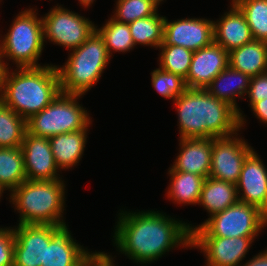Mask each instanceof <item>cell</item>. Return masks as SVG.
I'll return each instance as SVG.
<instances>
[{
    "label": "cell",
    "instance_id": "1",
    "mask_svg": "<svg viewBox=\"0 0 267 266\" xmlns=\"http://www.w3.org/2000/svg\"><path fill=\"white\" fill-rule=\"evenodd\" d=\"M118 216L113 234L116 251L137 265L151 264L179 246L191 249L187 222L153 209L141 212L120 209Z\"/></svg>",
    "mask_w": 267,
    "mask_h": 266
},
{
    "label": "cell",
    "instance_id": "2",
    "mask_svg": "<svg viewBox=\"0 0 267 266\" xmlns=\"http://www.w3.org/2000/svg\"><path fill=\"white\" fill-rule=\"evenodd\" d=\"M173 103L180 139L227 137L240 131L238 111L206 89L187 88Z\"/></svg>",
    "mask_w": 267,
    "mask_h": 266
},
{
    "label": "cell",
    "instance_id": "3",
    "mask_svg": "<svg viewBox=\"0 0 267 266\" xmlns=\"http://www.w3.org/2000/svg\"><path fill=\"white\" fill-rule=\"evenodd\" d=\"M10 70L3 72L0 101L25 120L46 108L61 92L56 65Z\"/></svg>",
    "mask_w": 267,
    "mask_h": 266
},
{
    "label": "cell",
    "instance_id": "4",
    "mask_svg": "<svg viewBox=\"0 0 267 266\" xmlns=\"http://www.w3.org/2000/svg\"><path fill=\"white\" fill-rule=\"evenodd\" d=\"M64 180H26L9 193V201L19 214L18 224H65Z\"/></svg>",
    "mask_w": 267,
    "mask_h": 266
},
{
    "label": "cell",
    "instance_id": "5",
    "mask_svg": "<svg viewBox=\"0 0 267 266\" xmlns=\"http://www.w3.org/2000/svg\"><path fill=\"white\" fill-rule=\"evenodd\" d=\"M65 65L56 66L61 92L85 95L99 81L111 56L95 30L78 48L71 50Z\"/></svg>",
    "mask_w": 267,
    "mask_h": 266
},
{
    "label": "cell",
    "instance_id": "6",
    "mask_svg": "<svg viewBox=\"0 0 267 266\" xmlns=\"http://www.w3.org/2000/svg\"><path fill=\"white\" fill-rule=\"evenodd\" d=\"M36 11L29 8L19 12L7 34L0 35V59L5 69L9 68L10 60L17 68L41 66L38 60L45 46L43 22Z\"/></svg>",
    "mask_w": 267,
    "mask_h": 266
},
{
    "label": "cell",
    "instance_id": "7",
    "mask_svg": "<svg viewBox=\"0 0 267 266\" xmlns=\"http://www.w3.org/2000/svg\"><path fill=\"white\" fill-rule=\"evenodd\" d=\"M82 95L60 92L42 111L26 120L27 132L50 139L53 136L88 129L92 118L79 104Z\"/></svg>",
    "mask_w": 267,
    "mask_h": 266
},
{
    "label": "cell",
    "instance_id": "8",
    "mask_svg": "<svg viewBox=\"0 0 267 266\" xmlns=\"http://www.w3.org/2000/svg\"><path fill=\"white\" fill-rule=\"evenodd\" d=\"M187 226L191 237H257L267 226V215L256 206L238 201L200 225Z\"/></svg>",
    "mask_w": 267,
    "mask_h": 266
},
{
    "label": "cell",
    "instance_id": "9",
    "mask_svg": "<svg viewBox=\"0 0 267 266\" xmlns=\"http://www.w3.org/2000/svg\"><path fill=\"white\" fill-rule=\"evenodd\" d=\"M57 4L42 16L44 42L66 47L68 50L78 48L94 33V22L80 14Z\"/></svg>",
    "mask_w": 267,
    "mask_h": 266
},
{
    "label": "cell",
    "instance_id": "10",
    "mask_svg": "<svg viewBox=\"0 0 267 266\" xmlns=\"http://www.w3.org/2000/svg\"><path fill=\"white\" fill-rule=\"evenodd\" d=\"M238 134L213 138L209 177L238 183L244 161L254 150L243 137H237Z\"/></svg>",
    "mask_w": 267,
    "mask_h": 266
},
{
    "label": "cell",
    "instance_id": "11",
    "mask_svg": "<svg viewBox=\"0 0 267 266\" xmlns=\"http://www.w3.org/2000/svg\"><path fill=\"white\" fill-rule=\"evenodd\" d=\"M256 237H191L192 248L206 257L205 266H240Z\"/></svg>",
    "mask_w": 267,
    "mask_h": 266
},
{
    "label": "cell",
    "instance_id": "12",
    "mask_svg": "<svg viewBox=\"0 0 267 266\" xmlns=\"http://www.w3.org/2000/svg\"><path fill=\"white\" fill-rule=\"evenodd\" d=\"M14 266H42L45 264L46 245L51 241V224H17Z\"/></svg>",
    "mask_w": 267,
    "mask_h": 266
},
{
    "label": "cell",
    "instance_id": "13",
    "mask_svg": "<svg viewBox=\"0 0 267 266\" xmlns=\"http://www.w3.org/2000/svg\"><path fill=\"white\" fill-rule=\"evenodd\" d=\"M213 41V20L183 18L170 22L165 16L161 45L182 46L194 52L210 45Z\"/></svg>",
    "mask_w": 267,
    "mask_h": 266
},
{
    "label": "cell",
    "instance_id": "14",
    "mask_svg": "<svg viewBox=\"0 0 267 266\" xmlns=\"http://www.w3.org/2000/svg\"><path fill=\"white\" fill-rule=\"evenodd\" d=\"M20 148L23 153L27 180L42 181L62 178L59 177L60 169L55 163L49 139L34 136L26 131Z\"/></svg>",
    "mask_w": 267,
    "mask_h": 266
},
{
    "label": "cell",
    "instance_id": "15",
    "mask_svg": "<svg viewBox=\"0 0 267 266\" xmlns=\"http://www.w3.org/2000/svg\"><path fill=\"white\" fill-rule=\"evenodd\" d=\"M229 66V53L216 42L193 52L185 79L187 88L205 89L210 82Z\"/></svg>",
    "mask_w": 267,
    "mask_h": 266
},
{
    "label": "cell",
    "instance_id": "16",
    "mask_svg": "<svg viewBox=\"0 0 267 266\" xmlns=\"http://www.w3.org/2000/svg\"><path fill=\"white\" fill-rule=\"evenodd\" d=\"M236 187L239 201L256 206L267 215V168L255 150L244 161Z\"/></svg>",
    "mask_w": 267,
    "mask_h": 266
},
{
    "label": "cell",
    "instance_id": "17",
    "mask_svg": "<svg viewBox=\"0 0 267 266\" xmlns=\"http://www.w3.org/2000/svg\"><path fill=\"white\" fill-rule=\"evenodd\" d=\"M65 224L51 225V241L46 245L45 264L42 266H82L90 253L74 240Z\"/></svg>",
    "mask_w": 267,
    "mask_h": 266
},
{
    "label": "cell",
    "instance_id": "18",
    "mask_svg": "<svg viewBox=\"0 0 267 266\" xmlns=\"http://www.w3.org/2000/svg\"><path fill=\"white\" fill-rule=\"evenodd\" d=\"M179 154L171 168L200 175L205 179L211 170L213 138L179 139Z\"/></svg>",
    "mask_w": 267,
    "mask_h": 266
},
{
    "label": "cell",
    "instance_id": "19",
    "mask_svg": "<svg viewBox=\"0 0 267 266\" xmlns=\"http://www.w3.org/2000/svg\"><path fill=\"white\" fill-rule=\"evenodd\" d=\"M230 4V10L213 21L214 42L227 52L254 40L244 14L232 1Z\"/></svg>",
    "mask_w": 267,
    "mask_h": 266
},
{
    "label": "cell",
    "instance_id": "20",
    "mask_svg": "<svg viewBox=\"0 0 267 266\" xmlns=\"http://www.w3.org/2000/svg\"><path fill=\"white\" fill-rule=\"evenodd\" d=\"M251 77L230 66L221 71L205 88L212 96L229 103L238 111L240 129L245 125V118L237 104V98H245L247 95Z\"/></svg>",
    "mask_w": 267,
    "mask_h": 266
},
{
    "label": "cell",
    "instance_id": "21",
    "mask_svg": "<svg viewBox=\"0 0 267 266\" xmlns=\"http://www.w3.org/2000/svg\"><path fill=\"white\" fill-rule=\"evenodd\" d=\"M87 131L62 133L49 139L54 160L58 168L62 170L72 169L83 157L87 143Z\"/></svg>",
    "mask_w": 267,
    "mask_h": 266
},
{
    "label": "cell",
    "instance_id": "22",
    "mask_svg": "<svg viewBox=\"0 0 267 266\" xmlns=\"http://www.w3.org/2000/svg\"><path fill=\"white\" fill-rule=\"evenodd\" d=\"M229 53V66L250 77L267 73V42L253 40Z\"/></svg>",
    "mask_w": 267,
    "mask_h": 266
},
{
    "label": "cell",
    "instance_id": "23",
    "mask_svg": "<svg viewBox=\"0 0 267 266\" xmlns=\"http://www.w3.org/2000/svg\"><path fill=\"white\" fill-rule=\"evenodd\" d=\"M239 201L235 184L207 177L202 185L198 205L202 206L210 216L233 206Z\"/></svg>",
    "mask_w": 267,
    "mask_h": 266
},
{
    "label": "cell",
    "instance_id": "24",
    "mask_svg": "<svg viewBox=\"0 0 267 266\" xmlns=\"http://www.w3.org/2000/svg\"><path fill=\"white\" fill-rule=\"evenodd\" d=\"M167 174L171 176V182L166 194L172 202L184 205L198 204L204 177L193 173L175 171L171 167Z\"/></svg>",
    "mask_w": 267,
    "mask_h": 266
},
{
    "label": "cell",
    "instance_id": "25",
    "mask_svg": "<svg viewBox=\"0 0 267 266\" xmlns=\"http://www.w3.org/2000/svg\"><path fill=\"white\" fill-rule=\"evenodd\" d=\"M26 180L21 148H0V185L11 193Z\"/></svg>",
    "mask_w": 267,
    "mask_h": 266
},
{
    "label": "cell",
    "instance_id": "26",
    "mask_svg": "<svg viewBox=\"0 0 267 266\" xmlns=\"http://www.w3.org/2000/svg\"><path fill=\"white\" fill-rule=\"evenodd\" d=\"M164 20L165 16H161L157 11L154 15L129 23L134 44L158 49L163 43Z\"/></svg>",
    "mask_w": 267,
    "mask_h": 266
},
{
    "label": "cell",
    "instance_id": "27",
    "mask_svg": "<svg viewBox=\"0 0 267 266\" xmlns=\"http://www.w3.org/2000/svg\"><path fill=\"white\" fill-rule=\"evenodd\" d=\"M26 131V120L0 101V148L20 147Z\"/></svg>",
    "mask_w": 267,
    "mask_h": 266
},
{
    "label": "cell",
    "instance_id": "28",
    "mask_svg": "<svg viewBox=\"0 0 267 266\" xmlns=\"http://www.w3.org/2000/svg\"><path fill=\"white\" fill-rule=\"evenodd\" d=\"M96 31L103 38L111 57L113 52H130L135 47L129 24L117 22L110 17L101 28L96 26Z\"/></svg>",
    "mask_w": 267,
    "mask_h": 266
},
{
    "label": "cell",
    "instance_id": "29",
    "mask_svg": "<svg viewBox=\"0 0 267 266\" xmlns=\"http://www.w3.org/2000/svg\"><path fill=\"white\" fill-rule=\"evenodd\" d=\"M244 14L253 39L267 42V0H231Z\"/></svg>",
    "mask_w": 267,
    "mask_h": 266
},
{
    "label": "cell",
    "instance_id": "30",
    "mask_svg": "<svg viewBox=\"0 0 267 266\" xmlns=\"http://www.w3.org/2000/svg\"><path fill=\"white\" fill-rule=\"evenodd\" d=\"M159 50V68L179 75L185 80L190 68L193 51L177 45H160Z\"/></svg>",
    "mask_w": 267,
    "mask_h": 266
},
{
    "label": "cell",
    "instance_id": "31",
    "mask_svg": "<svg viewBox=\"0 0 267 266\" xmlns=\"http://www.w3.org/2000/svg\"><path fill=\"white\" fill-rule=\"evenodd\" d=\"M115 6L111 18L126 24L154 15L158 11V7L150 0H117Z\"/></svg>",
    "mask_w": 267,
    "mask_h": 266
},
{
    "label": "cell",
    "instance_id": "32",
    "mask_svg": "<svg viewBox=\"0 0 267 266\" xmlns=\"http://www.w3.org/2000/svg\"><path fill=\"white\" fill-rule=\"evenodd\" d=\"M152 87L164 98H178L186 89L185 80L179 75L156 68L151 72Z\"/></svg>",
    "mask_w": 267,
    "mask_h": 266
},
{
    "label": "cell",
    "instance_id": "33",
    "mask_svg": "<svg viewBox=\"0 0 267 266\" xmlns=\"http://www.w3.org/2000/svg\"><path fill=\"white\" fill-rule=\"evenodd\" d=\"M15 234L12 227H0V266H14Z\"/></svg>",
    "mask_w": 267,
    "mask_h": 266
},
{
    "label": "cell",
    "instance_id": "34",
    "mask_svg": "<svg viewBox=\"0 0 267 266\" xmlns=\"http://www.w3.org/2000/svg\"><path fill=\"white\" fill-rule=\"evenodd\" d=\"M247 96L250 107L267 98V73L251 77Z\"/></svg>",
    "mask_w": 267,
    "mask_h": 266
},
{
    "label": "cell",
    "instance_id": "35",
    "mask_svg": "<svg viewBox=\"0 0 267 266\" xmlns=\"http://www.w3.org/2000/svg\"><path fill=\"white\" fill-rule=\"evenodd\" d=\"M113 257L105 252H90L83 260L82 266H115ZM117 266V265H116Z\"/></svg>",
    "mask_w": 267,
    "mask_h": 266
},
{
    "label": "cell",
    "instance_id": "36",
    "mask_svg": "<svg viewBox=\"0 0 267 266\" xmlns=\"http://www.w3.org/2000/svg\"><path fill=\"white\" fill-rule=\"evenodd\" d=\"M251 109L260 122L267 124V98L255 102Z\"/></svg>",
    "mask_w": 267,
    "mask_h": 266
},
{
    "label": "cell",
    "instance_id": "37",
    "mask_svg": "<svg viewBox=\"0 0 267 266\" xmlns=\"http://www.w3.org/2000/svg\"><path fill=\"white\" fill-rule=\"evenodd\" d=\"M240 266H267V249L259 252L252 259Z\"/></svg>",
    "mask_w": 267,
    "mask_h": 266
},
{
    "label": "cell",
    "instance_id": "38",
    "mask_svg": "<svg viewBox=\"0 0 267 266\" xmlns=\"http://www.w3.org/2000/svg\"><path fill=\"white\" fill-rule=\"evenodd\" d=\"M79 1V3H80V5L82 6V7H84V8H89V6H92V4H93V2L95 1V0H78Z\"/></svg>",
    "mask_w": 267,
    "mask_h": 266
},
{
    "label": "cell",
    "instance_id": "39",
    "mask_svg": "<svg viewBox=\"0 0 267 266\" xmlns=\"http://www.w3.org/2000/svg\"><path fill=\"white\" fill-rule=\"evenodd\" d=\"M4 69L5 68L3 67L2 61L0 59V94H1L2 76H3Z\"/></svg>",
    "mask_w": 267,
    "mask_h": 266
},
{
    "label": "cell",
    "instance_id": "40",
    "mask_svg": "<svg viewBox=\"0 0 267 266\" xmlns=\"http://www.w3.org/2000/svg\"><path fill=\"white\" fill-rule=\"evenodd\" d=\"M153 4H155L157 7H159V5L162 3V1L164 2V0H150ZM161 2V3H160Z\"/></svg>",
    "mask_w": 267,
    "mask_h": 266
},
{
    "label": "cell",
    "instance_id": "41",
    "mask_svg": "<svg viewBox=\"0 0 267 266\" xmlns=\"http://www.w3.org/2000/svg\"><path fill=\"white\" fill-rule=\"evenodd\" d=\"M4 191H6V189L0 185V199L3 197L2 194L4 193Z\"/></svg>",
    "mask_w": 267,
    "mask_h": 266
}]
</instances>
